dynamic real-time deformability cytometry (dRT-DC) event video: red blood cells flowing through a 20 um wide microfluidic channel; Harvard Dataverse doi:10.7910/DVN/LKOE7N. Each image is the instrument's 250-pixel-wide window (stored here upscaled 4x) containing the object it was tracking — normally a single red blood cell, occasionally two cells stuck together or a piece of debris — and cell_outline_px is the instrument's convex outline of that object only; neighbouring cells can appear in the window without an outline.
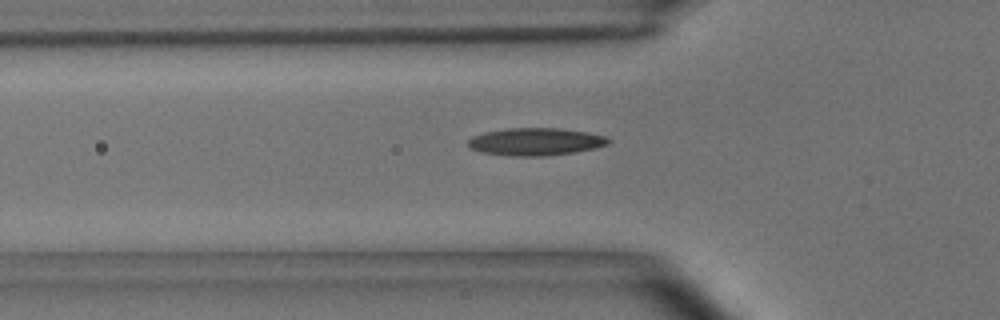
{"species": "common noctule bat (a hibernating species)", "species_latin": "Nyctalus noctula", "temperature_condition": "room temperature", "stored_images_in_passage": 7, "camera_frame_rate_fps": 3000, "um_per_image_px": 0.085, "animal": {"sex": "male", "body_mass_g": 15.6}, "frame": {"image": 1, "passage_image": 7, "time_ms": 2.0, "image_size_px": [1000, 320], "cell_outline_px": [[612, 140], [608, 144], [596, 148], [576, 152], [544, 156], [508, 156], [480, 152], [472, 148], [468, 144], [468, 140], [472, 136], [484, 132], [508, 128], [560, 128], [588, 132], [608, 136]], "centroid_in_image_um": [45.57, 12.04], "position_along_channel_um": 80.2, "area_um2": 22.77}}